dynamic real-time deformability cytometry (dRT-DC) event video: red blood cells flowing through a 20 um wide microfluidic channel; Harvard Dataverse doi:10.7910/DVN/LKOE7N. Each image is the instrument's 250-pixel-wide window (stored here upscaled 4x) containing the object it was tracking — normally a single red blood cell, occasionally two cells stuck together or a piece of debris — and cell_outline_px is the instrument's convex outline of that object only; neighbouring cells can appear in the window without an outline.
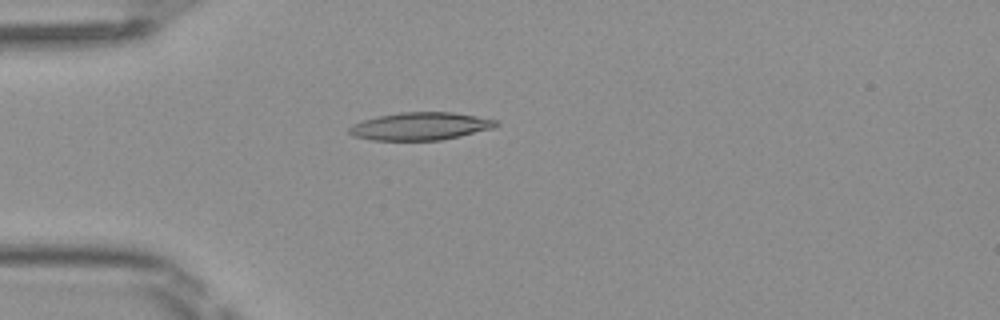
{"species": "Egyptian fruit bat (a non-hibernating species)", "species_latin": "Rousettus aegyptiacus", "temperature_condition": "room temperature", "stored_images_in_passage": 50, "camera_frame_rate_fps": 3000, "um_per_image_px": 0.085, "frame": {"image": 1, "passage_image": 14, "time_ms": 4.333, "image_size_px": [1000, 320], "cell_outline_px": [[500, 124], [492, 128], [460, 136], [440, 140], [372, 140], [352, 136], [348, 132], [348, 128], [352, 124], [364, 120], [380, 116], [400, 112], [452, 112], [500, 120]], "centroid_in_image_um": [35.74, 10.73], "position_along_channel_um": 49.3, "area_um2": 23.7}}
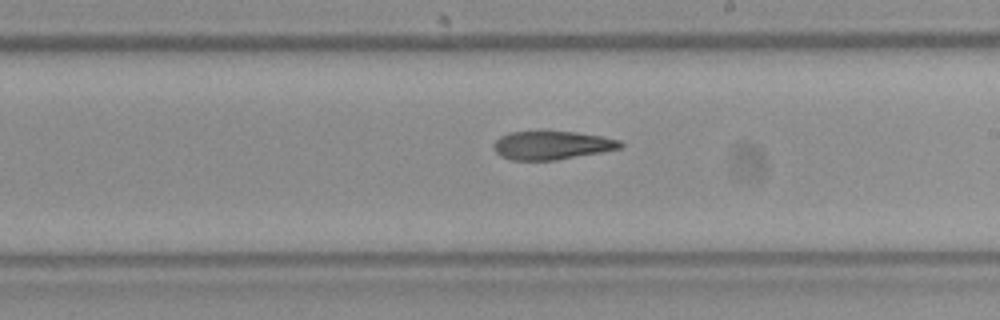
{"frame": {"image": 2, "passage_image": 29, "time_ms": 9.333, "image_size_px": [1000, 320], "cell_outline_px": [[624, 144], [620, 148], [600, 152], [556, 160], [512, 160], [500, 156], [492, 148], [492, 144], [500, 136], [508, 132], [576, 132], [600, 136], [620, 140]], "centroid_in_image_um": [46.86, 12.35], "position_along_channel_um": 242.1, "area_um2": 20.87}}
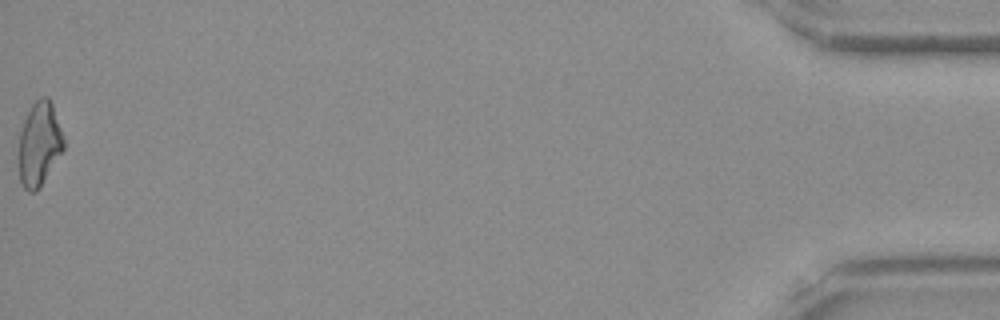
{"frame": {"image": 3, "passage_image": 50, "time_ms": 16.333, "image_size_px": [1000, 320], "cell_outline_px": [[64, 148], [40, 188], [36, 192], [28, 192], [24, 188], [20, 180], [16, 156], [20, 132], [24, 120], [32, 104], [40, 96], [48, 96], [52, 104], [64, 136]], "centroid_in_image_um": [3.3, 12.26], "position_along_channel_um": 431.9, "area_um2": 22.48}}